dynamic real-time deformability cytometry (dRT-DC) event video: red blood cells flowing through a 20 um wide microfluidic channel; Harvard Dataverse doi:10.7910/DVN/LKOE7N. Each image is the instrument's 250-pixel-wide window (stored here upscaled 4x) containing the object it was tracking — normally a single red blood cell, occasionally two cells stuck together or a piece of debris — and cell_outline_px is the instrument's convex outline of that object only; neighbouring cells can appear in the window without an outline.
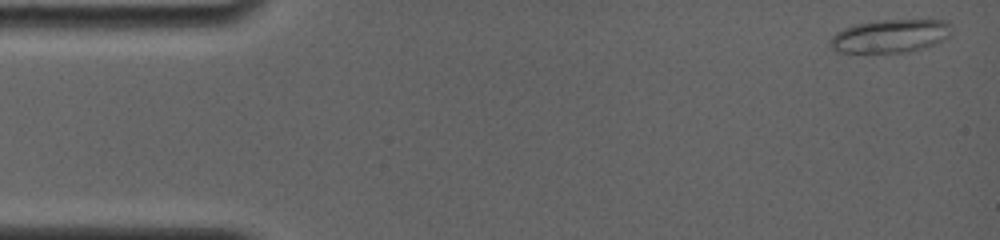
{"species": "common noctule bat (a hibernating species)", "species_latin": "Nyctalus noctula", "temperature_condition": "room temperature", "stored_images_in_passage": 47, "camera_frame_rate_fps": 4000, "um_per_image_px": 0.085, "animal": {"sex": "female", "body_mass_g": 19.0, "forearm_length_mm": 56.7}, "frame": {"image": 1, "passage_image": 1, "time_ms": 0.0, "image_size_px": [1000, 240], "cell_outline_px": [[948, 36], [932, 44], [908, 52], [840, 52], [832, 48], [828, 40], [836, 32], [844, 28], [856, 24], [880, 20], [948, 20]], "centroid_in_image_um": [75.59, 3.05], "position_along_channel_um": 9.4, "area_um2": 22.95}}
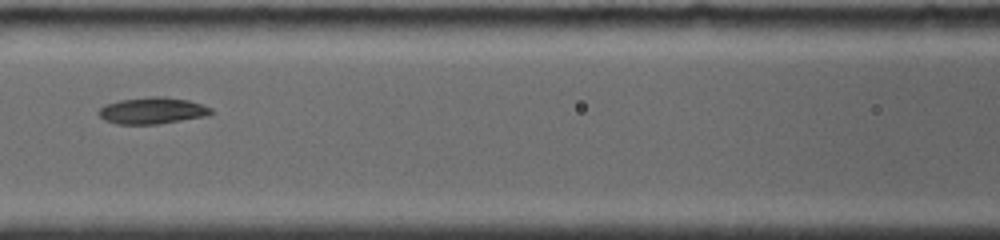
{"frame": {"image": 2, "passage_image": 20, "time_ms": 6.75, "image_size_px": [1000, 240], "cell_outline_px": [[212, 112], [204, 116], [156, 124], [116, 124], [104, 120], [100, 116], [100, 108], [104, 104], [120, 100], [152, 96], [164, 96], [188, 100], [204, 104], [212, 108]], "centroid_in_image_um": [12.94, 9.39], "position_along_channel_um": 153.7, "area_um2": 17.28}}
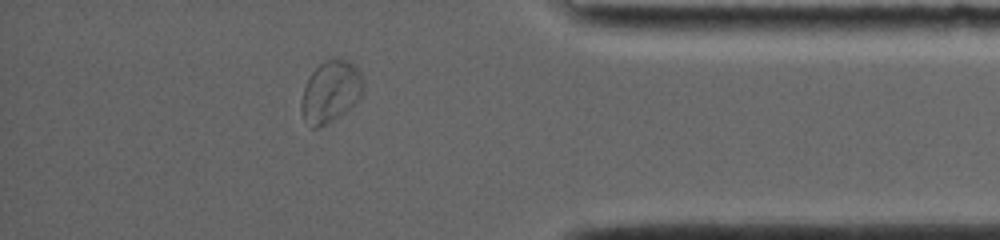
{"frame": {"image": 3, "passage_image": 41, "time_ms": 13.75, "image_size_px": [1000, 240], "cell_outline_px": [[364, 88], [360, 96], [344, 112], [332, 120], [316, 128], [312, 128], [300, 112], [300, 100], [308, 76], [324, 60], [348, 60], [356, 64], [364, 80]], "centroid_in_image_um": [28.09, 7.76], "position_along_channel_um": 407.1, "area_um2": 22.08}, "authors_computed_cell_mechanics": {"area_um2": 18.7272, "velocity_mm_per_s": 3.8144, "shape_relaxation_time_tau1_ms": null, "shape_relaxation_time_tau2_ms": 3.749, "deformation_change_tau1": null, "deformation_change_tau2": 0.0681}}